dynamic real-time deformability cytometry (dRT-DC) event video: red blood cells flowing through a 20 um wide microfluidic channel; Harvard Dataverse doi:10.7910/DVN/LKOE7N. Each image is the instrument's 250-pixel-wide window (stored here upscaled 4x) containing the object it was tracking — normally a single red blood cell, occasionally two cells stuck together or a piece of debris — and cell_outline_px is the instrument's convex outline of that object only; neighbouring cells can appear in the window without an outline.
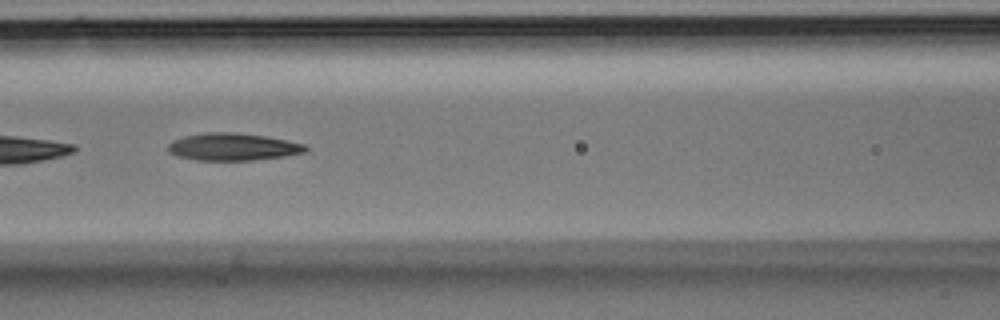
{"species": "Egyptian fruit bat (a non-hibernating species)", "species_latin": "Rousettus aegyptiacus", "temperature_condition": "room temperature", "stored_images_in_passage": 6, "camera_frame_rate_fps": 3000, "um_per_image_px": 0.085, "animal": {"sex": "male"}, "frame": {"image": 1, "passage_image": 6, "time_ms": 1.667, "image_size_px": [1000, 320], "cell_outline_px": [[308, 148], [304, 152], [284, 156], [252, 160], [196, 160], [176, 156], [168, 148], [168, 144], [172, 140], [184, 136], [204, 132], [236, 132], [264, 136], [304, 144]], "centroid_in_image_um": [19.75, 12.47], "position_along_channel_um": 146.8, "area_um2": 21.73}}